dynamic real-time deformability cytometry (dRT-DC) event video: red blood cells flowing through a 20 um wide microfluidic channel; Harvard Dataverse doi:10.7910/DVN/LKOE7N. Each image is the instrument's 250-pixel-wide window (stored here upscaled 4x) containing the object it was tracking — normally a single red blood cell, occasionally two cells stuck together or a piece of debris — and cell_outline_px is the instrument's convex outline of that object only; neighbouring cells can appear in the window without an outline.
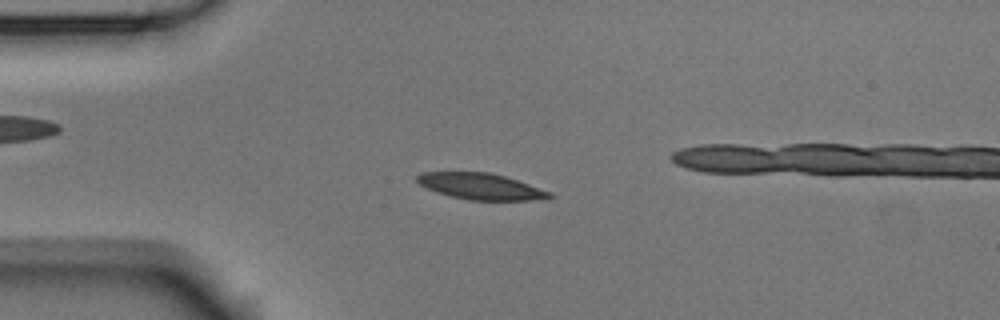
{"species": "Egyptian fruit bat (a non-hibernating species)", "species_latin": "Rousettus aegyptiacus", "temperature_condition": "room temperature", "stored_images_in_passage": 6, "camera_frame_rate_fps": 3000, "um_per_image_px": 0.085, "animal": {"sex": "male"}, "frame": {"image": 1, "passage_image": 4, "time_ms": 1.0, "image_size_px": [1000, 320], "cell_outline_px": [[556, 196], [548, 200], [468, 200], [448, 196], [436, 192], [420, 184], [416, 180], [416, 176], [420, 172], [488, 172], [504, 176], [552, 192]], "centroid_in_image_um": [40.9, 15.86], "position_along_channel_um": 44.1, "area_um2": 20.4}}